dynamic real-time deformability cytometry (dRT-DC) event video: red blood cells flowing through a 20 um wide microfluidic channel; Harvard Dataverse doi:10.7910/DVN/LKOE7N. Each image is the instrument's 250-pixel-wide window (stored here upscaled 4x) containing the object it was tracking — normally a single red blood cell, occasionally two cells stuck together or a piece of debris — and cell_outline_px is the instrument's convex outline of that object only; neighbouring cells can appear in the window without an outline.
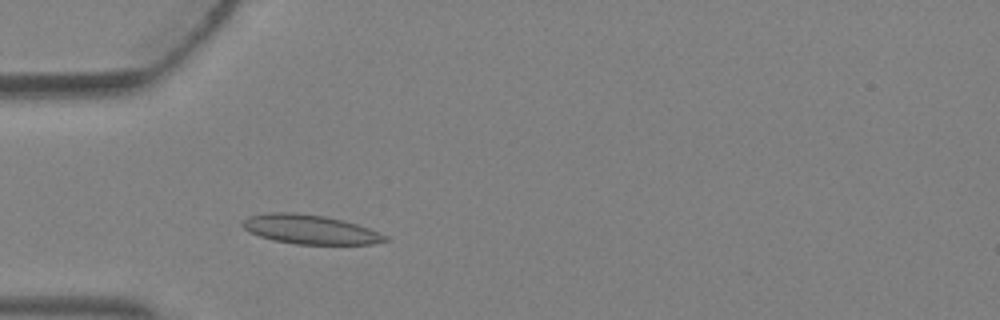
{"species": "Egyptian fruit bat (a non-hibernating species)", "species_latin": "Rousettus aegyptiacus", "temperature_condition": "warm", "stored_images_in_passage": 2, "camera_frame_rate_fps": 3000, "um_per_image_px": 0.085, "animal": {"sex": "female"}, "frame": {"image": 1, "passage_image": 2, "time_ms": 0.333, "image_size_px": [1000, 320], "cell_outline_px": [[388, 240], [372, 244], [296, 244], [272, 240], [248, 232], [240, 224], [248, 216], [268, 212], [296, 212], [324, 216], [344, 220], [380, 232], [388, 236]], "centroid_in_image_um": [26.33, 19.49], "position_along_channel_um": 58.7, "area_um2": 24.39}}